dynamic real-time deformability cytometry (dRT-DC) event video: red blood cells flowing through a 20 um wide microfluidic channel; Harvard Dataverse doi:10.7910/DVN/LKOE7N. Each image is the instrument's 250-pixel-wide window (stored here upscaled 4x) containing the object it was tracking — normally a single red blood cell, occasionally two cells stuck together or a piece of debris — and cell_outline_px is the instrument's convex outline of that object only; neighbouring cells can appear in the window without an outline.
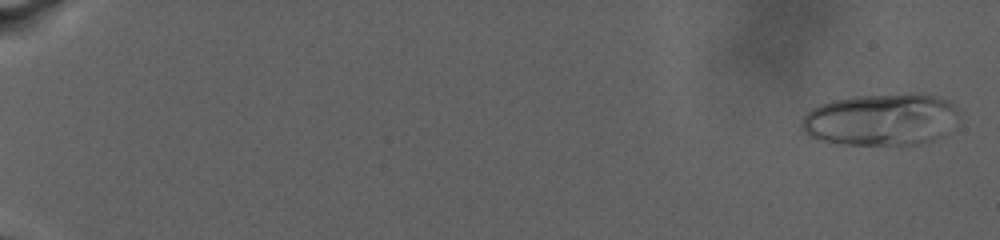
{"species": "human", "species_latin": "Homo sapiens", "temperature_condition": "warm", "stored_images_in_passage": 49, "camera_frame_rate_fps": 3000, "um_per_image_px": 0.085, "donor": {"sex": "male"}, "frame": {"image": 1, "passage_image": 1, "time_ms": 0.0, "image_size_px": [1000, 240], "cell_outline_px": [[956, 112], [936, 136], [932, 140], [916, 144], [836, 144], [816, 140], [808, 136], [800, 128], [800, 124], [804, 116], [812, 108], [820, 104], [832, 100], [852, 96], [936, 96], [948, 100], [956, 108]], "centroid_in_image_um": [74.66, 10.19], "position_along_channel_um": 10.3, "area_um2": 45.84}}
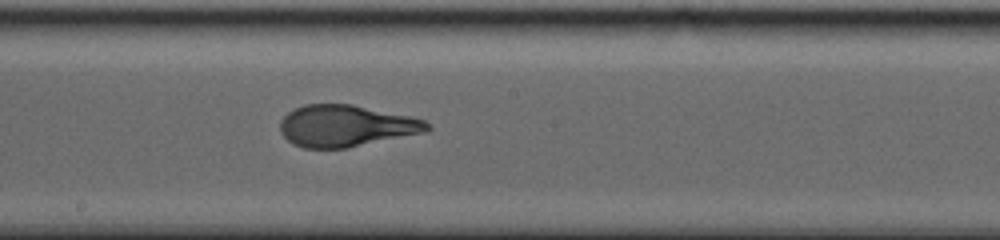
{"frame": {"image": 2, "passage_image": 25, "time_ms": 16.667, "image_size_px": [1000, 240], "cell_outline_px": [[432, 128], [428, 132], [348, 148], [304, 148], [292, 144], [280, 132], [280, 120], [288, 112], [304, 104], [352, 104], [412, 116], [424, 120], [432, 124]], "centroid_in_image_um": [29.46, 10.7], "position_along_channel_um": 218.7, "area_um2": 36.13}}
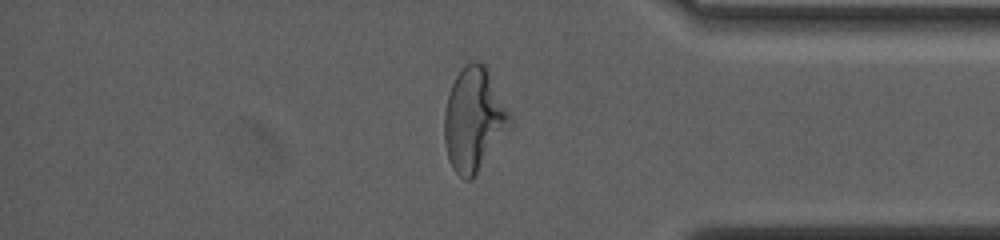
{"frame": {"image": 3, "passage_image": 41, "time_ms": 24.0, "image_size_px": [1000, 240], "cell_outline_px": [[512, 128], [472, 180], [464, 180], [452, 168], [448, 160], [444, 140], [444, 112], [448, 96], [452, 84], [456, 76], [472, 60], [476, 60], [484, 64], [512, 116]], "centroid_in_image_um": [40.3, 10.22], "position_along_channel_um": 394.9, "area_um2": 39.77}, "authors_computed_cell_mechanics": {"area_um2": 36.4718, "velocity_mm_per_s": 2.5595, "shape_relaxation_time_tau1_ms": 10.6817, "shape_relaxation_time_tau2_ms": null, "deformation_change_tau1": 0.3104, "deformation_change_tau2": null}}